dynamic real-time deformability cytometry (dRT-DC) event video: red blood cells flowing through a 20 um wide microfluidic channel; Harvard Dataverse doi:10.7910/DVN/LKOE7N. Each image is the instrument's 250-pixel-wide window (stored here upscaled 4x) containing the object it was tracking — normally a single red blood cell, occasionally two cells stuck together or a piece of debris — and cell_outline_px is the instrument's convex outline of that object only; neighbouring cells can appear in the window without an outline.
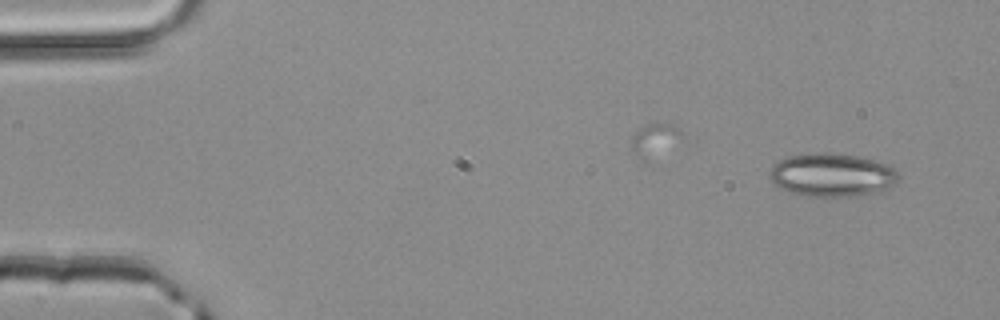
{"species": "common noctule bat (a hibernating species)", "species_latin": "Nyctalus noctula", "temperature_condition": "room temperature", "stored_images_in_passage": 2, "camera_frame_rate_fps": 3000, "um_per_image_px": 0.085, "animal": {"sex": "male", "body_mass_g": 20.4}, "frame": {"image": 1, "passage_image": 2, "time_ms": 0.333, "image_size_px": [1000, 320], "cell_outline_px": [[900, 176], [896, 184], [888, 188], [876, 192], [852, 196], [808, 196], [792, 192], [776, 184], [768, 176], [772, 164], [776, 160], [788, 156], [820, 152], [824, 152], [860, 156], [888, 164], [896, 168]], "centroid_in_image_um": [70.75, 14.85], "position_along_channel_um": 14.2, "area_um2": 32.66}}